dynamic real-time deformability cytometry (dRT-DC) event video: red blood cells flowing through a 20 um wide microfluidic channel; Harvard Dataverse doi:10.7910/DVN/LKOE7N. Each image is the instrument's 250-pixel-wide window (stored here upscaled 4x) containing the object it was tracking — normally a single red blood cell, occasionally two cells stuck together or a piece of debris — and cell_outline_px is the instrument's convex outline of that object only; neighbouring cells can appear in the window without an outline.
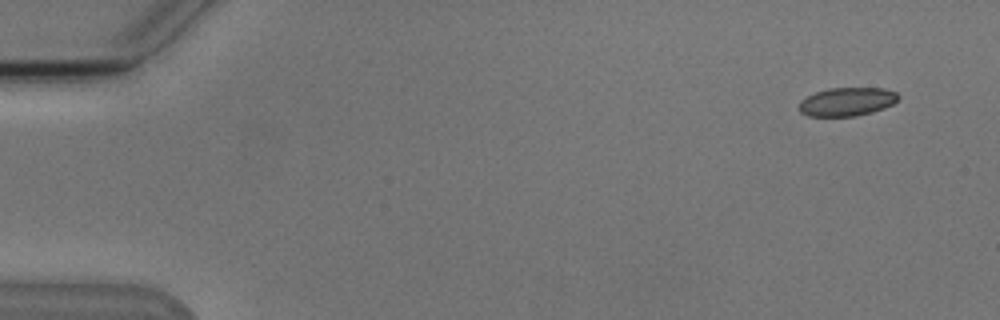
{"species": "Egyptian fruit bat (a non-hibernating species)", "species_latin": "Rousettus aegyptiacus", "temperature_condition": "cold", "stored_images_in_passage": 4, "camera_frame_rate_fps": 3000, "um_per_image_px": 0.085, "animal": {"sex": "male"}, "frame": {"image": 1, "passage_image": 1, "time_ms": 0.0, "image_size_px": [1000, 320], "cell_outline_px": [[900, 96], [892, 104], [884, 108], [872, 112], [856, 116], [808, 116], [800, 112], [800, 100], [816, 92], [828, 88], [884, 88], [896, 92]], "centroid_in_image_um": [72.0, 8.64], "position_along_channel_um": 13.0, "area_um2": 16.42}}
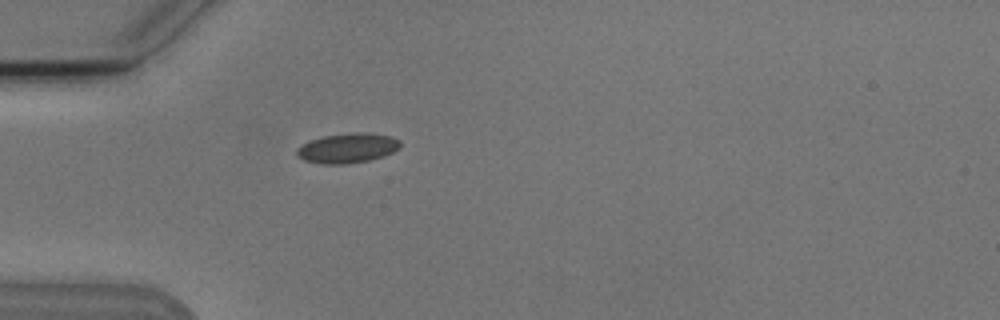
{"frame": {"image": 2, "passage_image": 4, "time_ms": 4.333, "image_size_px": [1000, 320], "cell_outline_px": [[400, 148], [384, 156], [368, 160], [344, 164], [324, 164], [304, 160], [296, 156], [296, 148], [312, 140], [324, 136], [356, 132], [364, 132], [392, 136], [400, 140]], "centroid_in_image_um": [29.55, 12.59], "position_along_channel_um": 55.4, "area_um2": 17.86}}